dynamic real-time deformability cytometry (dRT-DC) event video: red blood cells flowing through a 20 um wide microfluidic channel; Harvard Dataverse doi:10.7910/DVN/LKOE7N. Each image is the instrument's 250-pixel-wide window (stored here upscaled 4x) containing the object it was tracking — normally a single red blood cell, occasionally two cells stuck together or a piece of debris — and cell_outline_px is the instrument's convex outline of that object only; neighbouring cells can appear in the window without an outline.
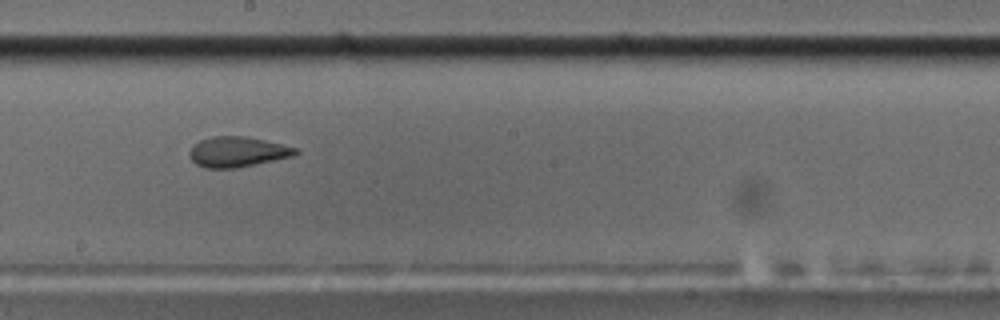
{"species": "common noctule bat (a hibernating species)", "species_latin": "Nyctalus noctula", "temperature_condition": "cold", "stored_images_in_passage": 46, "camera_frame_rate_fps": 3000, "um_per_image_px": 0.085, "animal": {"sex": "male", "body_mass_g": 17.5, "forearm_length_mm": 52.3}, "frame": {"image": 1, "passage_image": 22, "time_ms": 7.0, "image_size_px": [1000, 320], "cell_outline_px": [[300, 152], [292, 156], [236, 168], [204, 168], [196, 164], [188, 156], [188, 152], [200, 140], [212, 136], [248, 136], [296, 148]], "centroid_in_image_um": [20.15, 12.9], "position_along_channel_um": 228.1, "area_um2": 18.55}}
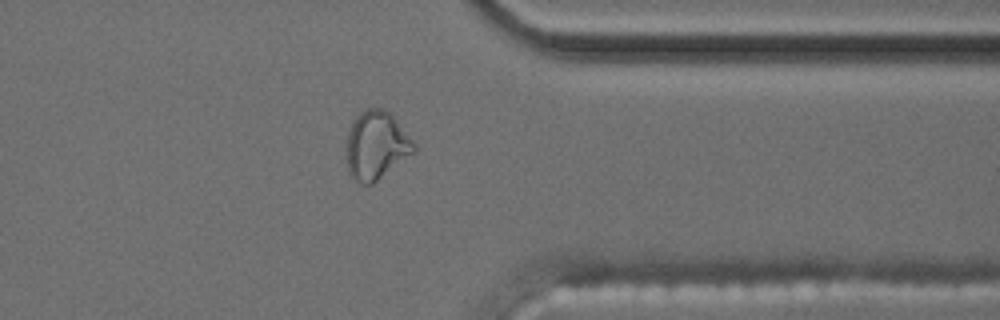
{"frame": {"image": 2, "passage_image": 35, "time_ms": 11.333, "image_size_px": [1000, 320], "cell_outline_px": [[416, 152], [372, 184], [364, 184], [352, 180], [348, 172], [344, 148], [348, 132], [352, 120], [364, 108], [384, 108], [396, 120], [416, 144]], "centroid_in_image_um": [31.94, 12.37], "position_along_channel_um": 379.5, "area_um2": 27.4}}
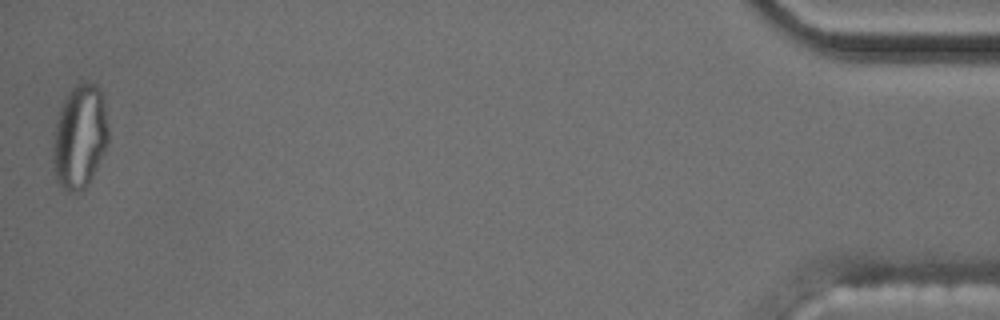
{"frame": {"image": 3, "passage_image": 46, "time_ms": 15.0, "image_size_px": [1000, 320], "cell_outline_px": [[108, 140], [104, 152], [96, 168], [84, 188], [80, 192], [68, 192], [56, 180], [52, 160], [52, 148], [56, 120], [64, 100], [72, 88], [76, 84], [96, 84], [100, 88], [104, 100], [108, 128]], "centroid_in_image_um": [6.77, 11.63], "position_along_channel_um": 428.4, "area_um2": 33.29}, "authors_computed_cell_mechanics": {"area_um2": 19.652, "velocity_mm_per_s": 3.632, "shape_relaxation_time_tau1_ms": null, "shape_relaxation_time_tau2_ms": 1.8171, "deformation_change_tau1": null, "deformation_change_tau2": 0.0972}}